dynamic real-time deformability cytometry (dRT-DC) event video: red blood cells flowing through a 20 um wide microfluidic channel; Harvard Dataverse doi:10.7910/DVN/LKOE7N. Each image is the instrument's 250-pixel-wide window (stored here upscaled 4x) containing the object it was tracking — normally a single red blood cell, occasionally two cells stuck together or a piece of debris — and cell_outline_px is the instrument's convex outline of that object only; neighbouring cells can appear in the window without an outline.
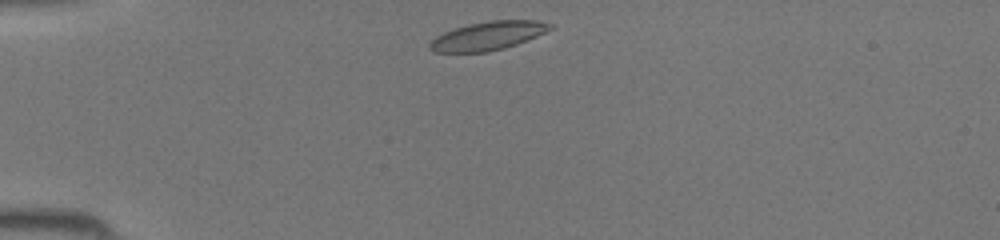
{"species": "common noctule bat (a hibernating species)", "species_latin": "Nyctalus noctula", "temperature_condition": "room temperature", "stored_images_in_passage": 34, "camera_frame_rate_fps": 3000, "um_per_image_px": 0.085, "animal": {"sex": "female", "body_mass_g": 19.5, "forearm_length_mm": 54.1}, "frame": {"image": 1, "passage_image": 1, "time_ms": 0.0, "image_size_px": [1000, 240], "cell_outline_px": [[552, 28], [528, 40], [504, 48], [488, 52], [432, 52], [428, 48], [428, 44], [436, 36], [444, 32], [468, 24], [488, 20], [536, 20], [552, 24]], "centroid_in_image_um": [41.44, 3.05], "position_along_channel_um": 43.6, "area_um2": 20.0}}
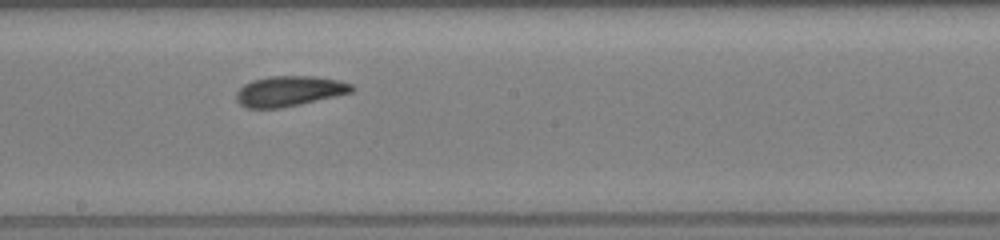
{"frame": {"image": 2, "passage_image": 15, "time_ms": 4.667, "image_size_px": [1000, 240], "cell_outline_px": [[356, 88], [352, 92], [336, 96], [300, 104], [280, 108], [248, 108], [240, 104], [236, 100], [236, 92], [244, 84], [252, 80], [268, 76], [316, 76], [340, 80], [352, 84]], "centroid_in_image_um": [24.6, 7.73], "position_along_channel_um": 223.6, "area_um2": 20.52}}
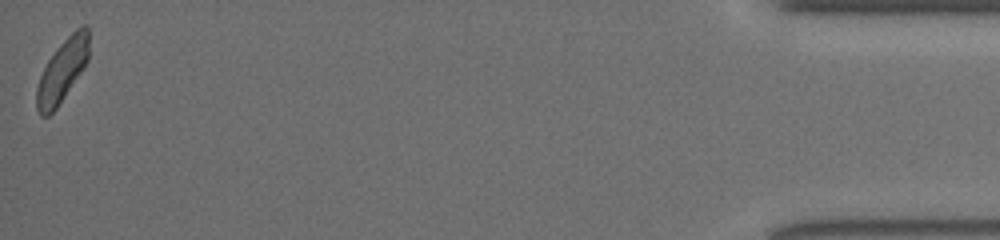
{"frame": {"image": 3, "passage_image": 34, "time_ms": 11.0, "image_size_px": [1000, 240], "cell_outline_px": [[88, 60], [84, 68], [56, 108], [48, 116], [40, 116], [36, 108], [36, 88], [40, 76], [48, 60], [56, 48], [76, 28], [84, 24], [88, 24]], "centroid_in_image_um": [5.29, 6.0], "position_along_channel_um": 429.9, "area_um2": 18.96}}